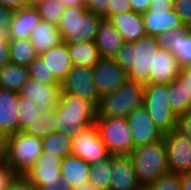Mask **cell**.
Instances as JSON below:
<instances>
[{
  "label": "cell",
  "instance_id": "cell-3",
  "mask_svg": "<svg viewBox=\"0 0 191 190\" xmlns=\"http://www.w3.org/2000/svg\"><path fill=\"white\" fill-rule=\"evenodd\" d=\"M3 161L16 175L29 171L43 153L42 139L19 131L3 140Z\"/></svg>",
  "mask_w": 191,
  "mask_h": 190
},
{
  "label": "cell",
  "instance_id": "cell-22",
  "mask_svg": "<svg viewBox=\"0 0 191 190\" xmlns=\"http://www.w3.org/2000/svg\"><path fill=\"white\" fill-rule=\"evenodd\" d=\"M146 35L156 36L163 32L171 31L173 28L183 24L180 17L172 10H148L141 14Z\"/></svg>",
  "mask_w": 191,
  "mask_h": 190
},
{
  "label": "cell",
  "instance_id": "cell-9",
  "mask_svg": "<svg viewBox=\"0 0 191 190\" xmlns=\"http://www.w3.org/2000/svg\"><path fill=\"white\" fill-rule=\"evenodd\" d=\"M71 149L72 155L82 158L90 165L110 156L96 124L74 133L72 135Z\"/></svg>",
  "mask_w": 191,
  "mask_h": 190
},
{
  "label": "cell",
  "instance_id": "cell-54",
  "mask_svg": "<svg viewBox=\"0 0 191 190\" xmlns=\"http://www.w3.org/2000/svg\"><path fill=\"white\" fill-rule=\"evenodd\" d=\"M74 190H96V188L91 183H87L83 185L82 187L76 188Z\"/></svg>",
  "mask_w": 191,
  "mask_h": 190
},
{
  "label": "cell",
  "instance_id": "cell-47",
  "mask_svg": "<svg viewBox=\"0 0 191 190\" xmlns=\"http://www.w3.org/2000/svg\"><path fill=\"white\" fill-rule=\"evenodd\" d=\"M132 10L136 13L143 14L148 11L151 0H129Z\"/></svg>",
  "mask_w": 191,
  "mask_h": 190
},
{
  "label": "cell",
  "instance_id": "cell-37",
  "mask_svg": "<svg viewBox=\"0 0 191 190\" xmlns=\"http://www.w3.org/2000/svg\"><path fill=\"white\" fill-rule=\"evenodd\" d=\"M149 187L152 190H182L181 174L168 172L159 176Z\"/></svg>",
  "mask_w": 191,
  "mask_h": 190
},
{
  "label": "cell",
  "instance_id": "cell-46",
  "mask_svg": "<svg viewBox=\"0 0 191 190\" xmlns=\"http://www.w3.org/2000/svg\"><path fill=\"white\" fill-rule=\"evenodd\" d=\"M9 63V40H0V68Z\"/></svg>",
  "mask_w": 191,
  "mask_h": 190
},
{
  "label": "cell",
  "instance_id": "cell-19",
  "mask_svg": "<svg viewBox=\"0 0 191 190\" xmlns=\"http://www.w3.org/2000/svg\"><path fill=\"white\" fill-rule=\"evenodd\" d=\"M181 68L172 52L159 48L154 69L150 70L149 84H170L179 77Z\"/></svg>",
  "mask_w": 191,
  "mask_h": 190
},
{
  "label": "cell",
  "instance_id": "cell-50",
  "mask_svg": "<svg viewBox=\"0 0 191 190\" xmlns=\"http://www.w3.org/2000/svg\"><path fill=\"white\" fill-rule=\"evenodd\" d=\"M181 189L191 190V173L181 174Z\"/></svg>",
  "mask_w": 191,
  "mask_h": 190
},
{
  "label": "cell",
  "instance_id": "cell-34",
  "mask_svg": "<svg viewBox=\"0 0 191 190\" xmlns=\"http://www.w3.org/2000/svg\"><path fill=\"white\" fill-rule=\"evenodd\" d=\"M39 12L41 20L58 27L61 22V15L66 6L58 0H42L35 6Z\"/></svg>",
  "mask_w": 191,
  "mask_h": 190
},
{
  "label": "cell",
  "instance_id": "cell-57",
  "mask_svg": "<svg viewBox=\"0 0 191 190\" xmlns=\"http://www.w3.org/2000/svg\"><path fill=\"white\" fill-rule=\"evenodd\" d=\"M137 190H152L149 186H141Z\"/></svg>",
  "mask_w": 191,
  "mask_h": 190
},
{
  "label": "cell",
  "instance_id": "cell-21",
  "mask_svg": "<svg viewBox=\"0 0 191 190\" xmlns=\"http://www.w3.org/2000/svg\"><path fill=\"white\" fill-rule=\"evenodd\" d=\"M95 44L101 58H113V56L126 44L123 36L115 28L110 19L102 18L96 34Z\"/></svg>",
  "mask_w": 191,
  "mask_h": 190
},
{
  "label": "cell",
  "instance_id": "cell-11",
  "mask_svg": "<svg viewBox=\"0 0 191 190\" xmlns=\"http://www.w3.org/2000/svg\"><path fill=\"white\" fill-rule=\"evenodd\" d=\"M61 92L69 93L99 106L100 96L93 80V68L73 66L60 83Z\"/></svg>",
  "mask_w": 191,
  "mask_h": 190
},
{
  "label": "cell",
  "instance_id": "cell-44",
  "mask_svg": "<svg viewBox=\"0 0 191 190\" xmlns=\"http://www.w3.org/2000/svg\"><path fill=\"white\" fill-rule=\"evenodd\" d=\"M15 175L4 161L0 162V190H6Z\"/></svg>",
  "mask_w": 191,
  "mask_h": 190
},
{
  "label": "cell",
  "instance_id": "cell-20",
  "mask_svg": "<svg viewBox=\"0 0 191 190\" xmlns=\"http://www.w3.org/2000/svg\"><path fill=\"white\" fill-rule=\"evenodd\" d=\"M41 22V17L35 6H26L15 10L8 30V39H29L31 32Z\"/></svg>",
  "mask_w": 191,
  "mask_h": 190
},
{
  "label": "cell",
  "instance_id": "cell-27",
  "mask_svg": "<svg viewBox=\"0 0 191 190\" xmlns=\"http://www.w3.org/2000/svg\"><path fill=\"white\" fill-rule=\"evenodd\" d=\"M29 79L28 67L9 62L0 68V89L18 92Z\"/></svg>",
  "mask_w": 191,
  "mask_h": 190
},
{
  "label": "cell",
  "instance_id": "cell-26",
  "mask_svg": "<svg viewBox=\"0 0 191 190\" xmlns=\"http://www.w3.org/2000/svg\"><path fill=\"white\" fill-rule=\"evenodd\" d=\"M29 40L34 46L36 53L41 55L49 49L59 45L62 42V37L58 27L47 21L41 20L31 32Z\"/></svg>",
  "mask_w": 191,
  "mask_h": 190
},
{
  "label": "cell",
  "instance_id": "cell-32",
  "mask_svg": "<svg viewBox=\"0 0 191 190\" xmlns=\"http://www.w3.org/2000/svg\"><path fill=\"white\" fill-rule=\"evenodd\" d=\"M168 100L171 105V109L177 114V116L189 110L191 92L188 91L184 83L179 78L169 84Z\"/></svg>",
  "mask_w": 191,
  "mask_h": 190
},
{
  "label": "cell",
  "instance_id": "cell-8",
  "mask_svg": "<svg viewBox=\"0 0 191 190\" xmlns=\"http://www.w3.org/2000/svg\"><path fill=\"white\" fill-rule=\"evenodd\" d=\"M95 124L108 153L112 156L130 155L134 149L131 129L126 118L97 115Z\"/></svg>",
  "mask_w": 191,
  "mask_h": 190
},
{
  "label": "cell",
  "instance_id": "cell-49",
  "mask_svg": "<svg viewBox=\"0 0 191 190\" xmlns=\"http://www.w3.org/2000/svg\"><path fill=\"white\" fill-rule=\"evenodd\" d=\"M38 190H73L70 186L65 185L63 182L62 183H54L51 185L47 184H39L37 186Z\"/></svg>",
  "mask_w": 191,
  "mask_h": 190
},
{
  "label": "cell",
  "instance_id": "cell-51",
  "mask_svg": "<svg viewBox=\"0 0 191 190\" xmlns=\"http://www.w3.org/2000/svg\"><path fill=\"white\" fill-rule=\"evenodd\" d=\"M58 1H60L66 7H70V6H74V7L85 6V0H58Z\"/></svg>",
  "mask_w": 191,
  "mask_h": 190
},
{
  "label": "cell",
  "instance_id": "cell-35",
  "mask_svg": "<svg viewBox=\"0 0 191 190\" xmlns=\"http://www.w3.org/2000/svg\"><path fill=\"white\" fill-rule=\"evenodd\" d=\"M28 70L30 78L35 79L44 85H60L53 74L49 73L46 63L39 55L28 65Z\"/></svg>",
  "mask_w": 191,
  "mask_h": 190
},
{
  "label": "cell",
  "instance_id": "cell-28",
  "mask_svg": "<svg viewBox=\"0 0 191 190\" xmlns=\"http://www.w3.org/2000/svg\"><path fill=\"white\" fill-rule=\"evenodd\" d=\"M73 66L93 68L101 59V55L94 41L67 44Z\"/></svg>",
  "mask_w": 191,
  "mask_h": 190
},
{
  "label": "cell",
  "instance_id": "cell-31",
  "mask_svg": "<svg viewBox=\"0 0 191 190\" xmlns=\"http://www.w3.org/2000/svg\"><path fill=\"white\" fill-rule=\"evenodd\" d=\"M57 109L46 112L42 116L38 115L36 119L30 122L23 130V133L43 139L45 136L57 131Z\"/></svg>",
  "mask_w": 191,
  "mask_h": 190
},
{
  "label": "cell",
  "instance_id": "cell-42",
  "mask_svg": "<svg viewBox=\"0 0 191 190\" xmlns=\"http://www.w3.org/2000/svg\"><path fill=\"white\" fill-rule=\"evenodd\" d=\"M6 190H38L24 175H15Z\"/></svg>",
  "mask_w": 191,
  "mask_h": 190
},
{
  "label": "cell",
  "instance_id": "cell-18",
  "mask_svg": "<svg viewBox=\"0 0 191 190\" xmlns=\"http://www.w3.org/2000/svg\"><path fill=\"white\" fill-rule=\"evenodd\" d=\"M18 99V92L0 89V138L2 140L19 132Z\"/></svg>",
  "mask_w": 191,
  "mask_h": 190
},
{
  "label": "cell",
  "instance_id": "cell-12",
  "mask_svg": "<svg viewBox=\"0 0 191 190\" xmlns=\"http://www.w3.org/2000/svg\"><path fill=\"white\" fill-rule=\"evenodd\" d=\"M93 80L99 96L115 92L128 80V73L112 58H101L93 67Z\"/></svg>",
  "mask_w": 191,
  "mask_h": 190
},
{
  "label": "cell",
  "instance_id": "cell-23",
  "mask_svg": "<svg viewBox=\"0 0 191 190\" xmlns=\"http://www.w3.org/2000/svg\"><path fill=\"white\" fill-rule=\"evenodd\" d=\"M60 173L63 183L74 190L89 183L90 164L80 157L67 156L61 161Z\"/></svg>",
  "mask_w": 191,
  "mask_h": 190
},
{
  "label": "cell",
  "instance_id": "cell-55",
  "mask_svg": "<svg viewBox=\"0 0 191 190\" xmlns=\"http://www.w3.org/2000/svg\"><path fill=\"white\" fill-rule=\"evenodd\" d=\"M27 6H36L42 0H26Z\"/></svg>",
  "mask_w": 191,
  "mask_h": 190
},
{
  "label": "cell",
  "instance_id": "cell-36",
  "mask_svg": "<svg viewBox=\"0 0 191 190\" xmlns=\"http://www.w3.org/2000/svg\"><path fill=\"white\" fill-rule=\"evenodd\" d=\"M17 107L18 120H19V131H22L30 122H32L39 115L35 103L31 100L19 96Z\"/></svg>",
  "mask_w": 191,
  "mask_h": 190
},
{
  "label": "cell",
  "instance_id": "cell-1",
  "mask_svg": "<svg viewBox=\"0 0 191 190\" xmlns=\"http://www.w3.org/2000/svg\"><path fill=\"white\" fill-rule=\"evenodd\" d=\"M159 48L155 36L146 35L137 42L126 43L112 59L128 73L130 82L147 86Z\"/></svg>",
  "mask_w": 191,
  "mask_h": 190
},
{
  "label": "cell",
  "instance_id": "cell-33",
  "mask_svg": "<svg viewBox=\"0 0 191 190\" xmlns=\"http://www.w3.org/2000/svg\"><path fill=\"white\" fill-rule=\"evenodd\" d=\"M112 155L106 159L90 165L89 183L96 190H109L111 184Z\"/></svg>",
  "mask_w": 191,
  "mask_h": 190
},
{
  "label": "cell",
  "instance_id": "cell-6",
  "mask_svg": "<svg viewBox=\"0 0 191 190\" xmlns=\"http://www.w3.org/2000/svg\"><path fill=\"white\" fill-rule=\"evenodd\" d=\"M144 86L128 81L115 92L100 97L97 115L107 118H127L143 106Z\"/></svg>",
  "mask_w": 191,
  "mask_h": 190
},
{
  "label": "cell",
  "instance_id": "cell-13",
  "mask_svg": "<svg viewBox=\"0 0 191 190\" xmlns=\"http://www.w3.org/2000/svg\"><path fill=\"white\" fill-rule=\"evenodd\" d=\"M159 47L172 52L178 59L179 65L184 67L191 62V26L182 24L171 31L155 36Z\"/></svg>",
  "mask_w": 191,
  "mask_h": 190
},
{
  "label": "cell",
  "instance_id": "cell-15",
  "mask_svg": "<svg viewBox=\"0 0 191 190\" xmlns=\"http://www.w3.org/2000/svg\"><path fill=\"white\" fill-rule=\"evenodd\" d=\"M126 119L131 129L134 148L163 139V133L154 125L144 106L135 109Z\"/></svg>",
  "mask_w": 191,
  "mask_h": 190
},
{
  "label": "cell",
  "instance_id": "cell-2",
  "mask_svg": "<svg viewBox=\"0 0 191 190\" xmlns=\"http://www.w3.org/2000/svg\"><path fill=\"white\" fill-rule=\"evenodd\" d=\"M56 109L57 132L73 135L96 122L97 107L69 93H60Z\"/></svg>",
  "mask_w": 191,
  "mask_h": 190
},
{
  "label": "cell",
  "instance_id": "cell-14",
  "mask_svg": "<svg viewBox=\"0 0 191 190\" xmlns=\"http://www.w3.org/2000/svg\"><path fill=\"white\" fill-rule=\"evenodd\" d=\"M60 93V85H44L32 78H30L18 91L19 96L27 98L35 103V107L40 116L56 108L59 102Z\"/></svg>",
  "mask_w": 191,
  "mask_h": 190
},
{
  "label": "cell",
  "instance_id": "cell-5",
  "mask_svg": "<svg viewBox=\"0 0 191 190\" xmlns=\"http://www.w3.org/2000/svg\"><path fill=\"white\" fill-rule=\"evenodd\" d=\"M130 157L142 186L151 185L159 176L169 172L163 140L134 148Z\"/></svg>",
  "mask_w": 191,
  "mask_h": 190
},
{
  "label": "cell",
  "instance_id": "cell-4",
  "mask_svg": "<svg viewBox=\"0 0 191 190\" xmlns=\"http://www.w3.org/2000/svg\"><path fill=\"white\" fill-rule=\"evenodd\" d=\"M102 18L103 16L89 11L85 6L66 7L58 26L62 42L74 44L95 41Z\"/></svg>",
  "mask_w": 191,
  "mask_h": 190
},
{
  "label": "cell",
  "instance_id": "cell-17",
  "mask_svg": "<svg viewBox=\"0 0 191 190\" xmlns=\"http://www.w3.org/2000/svg\"><path fill=\"white\" fill-rule=\"evenodd\" d=\"M109 190H137L142 186L133 167L130 155L112 156Z\"/></svg>",
  "mask_w": 191,
  "mask_h": 190
},
{
  "label": "cell",
  "instance_id": "cell-10",
  "mask_svg": "<svg viewBox=\"0 0 191 190\" xmlns=\"http://www.w3.org/2000/svg\"><path fill=\"white\" fill-rule=\"evenodd\" d=\"M169 172L177 174L191 173V139L177 129L164 133Z\"/></svg>",
  "mask_w": 191,
  "mask_h": 190
},
{
  "label": "cell",
  "instance_id": "cell-24",
  "mask_svg": "<svg viewBox=\"0 0 191 190\" xmlns=\"http://www.w3.org/2000/svg\"><path fill=\"white\" fill-rule=\"evenodd\" d=\"M55 79L61 83L73 65L69 55L68 45L61 42L59 45L49 49L48 51L39 55Z\"/></svg>",
  "mask_w": 191,
  "mask_h": 190
},
{
  "label": "cell",
  "instance_id": "cell-41",
  "mask_svg": "<svg viewBox=\"0 0 191 190\" xmlns=\"http://www.w3.org/2000/svg\"><path fill=\"white\" fill-rule=\"evenodd\" d=\"M108 3L109 0H85V7L89 11L108 19Z\"/></svg>",
  "mask_w": 191,
  "mask_h": 190
},
{
  "label": "cell",
  "instance_id": "cell-7",
  "mask_svg": "<svg viewBox=\"0 0 191 190\" xmlns=\"http://www.w3.org/2000/svg\"><path fill=\"white\" fill-rule=\"evenodd\" d=\"M169 84H148L144 86L143 106L154 125L164 134L177 127V114L168 100Z\"/></svg>",
  "mask_w": 191,
  "mask_h": 190
},
{
  "label": "cell",
  "instance_id": "cell-38",
  "mask_svg": "<svg viewBox=\"0 0 191 190\" xmlns=\"http://www.w3.org/2000/svg\"><path fill=\"white\" fill-rule=\"evenodd\" d=\"M173 9L184 24L191 26V0H174Z\"/></svg>",
  "mask_w": 191,
  "mask_h": 190
},
{
  "label": "cell",
  "instance_id": "cell-30",
  "mask_svg": "<svg viewBox=\"0 0 191 190\" xmlns=\"http://www.w3.org/2000/svg\"><path fill=\"white\" fill-rule=\"evenodd\" d=\"M71 142L72 135L56 131L42 139V150L64 159L72 155Z\"/></svg>",
  "mask_w": 191,
  "mask_h": 190
},
{
  "label": "cell",
  "instance_id": "cell-16",
  "mask_svg": "<svg viewBox=\"0 0 191 190\" xmlns=\"http://www.w3.org/2000/svg\"><path fill=\"white\" fill-rule=\"evenodd\" d=\"M61 161L57 155L42 153L35 165L24 176L36 187L39 184L62 183Z\"/></svg>",
  "mask_w": 191,
  "mask_h": 190
},
{
  "label": "cell",
  "instance_id": "cell-56",
  "mask_svg": "<svg viewBox=\"0 0 191 190\" xmlns=\"http://www.w3.org/2000/svg\"><path fill=\"white\" fill-rule=\"evenodd\" d=\"M3 161V141L0 138V162Z\"/></svg>",
  "mask_w": 191,
  "mask_h": 190
},
{
  "label": "cell",
  "instance_id": "cell-39",
  "mask_svg": "<svg viewBox=\"0 0 191 190\" xmlns=\"http://www.w3.org/2000/svg\"><path fill=\"white\" fill-rule=\"evenodd\" d=\"M13 12L10 8L0 5V40H9L8 30Z\"/></svg>",
  "mask_w": 191,
  "mask_h": 190
},
{
  "label": "cell",
  "instance_id": "cell-48",
  "mask_svg": "<svg viewBox=\"0 0 191 190\" xmlns=\"http://www.w3.org/2000/svg\"><path fill=\"white\" fill-rule=\"evenodd\" d=\"M0 5L10 8L12 11L19 10L27 6L26 0H0Z\"/></svg>",
  "mask_w": 191,
  "mask_h": 190
},
{
  "label": "cell",
  "instance_id": "cell-40",
  "mask_svg": "<svg viewBox=\"0 0 191 190\" xmlns=\"http://www.w3.org/2000/svg\"><path fill=\"white\" fill-rule=\"evenodd\" d=\"M132 10L129 0H109L108 3V19L120 13H128Z\"/></svg>",
  "mask_w": 191,
  "mask_h": 190
},
{
  "label": "cell",
  "instance_id": "cell-45",
  "mask_svg": "<svg viewBox=\"0 0 191 190\" xmlns=\"http://www.w3.org/2000/svg\"><path fill=\"white\" fill-rule=\"evenodd\" d=\"M174 0H151L148 10H172Z\"/></svg>",
  "mask_w": 191,
  "mask_h": 190
},
{
  "label": "cell",
  "instance_id": "cell-52",
  "mask_svg": "<svg viewBox=\"0 0 191 190\" xmlns=\"http://www.w3.org/2000/svg\"><path fill=\"white\" fill-rule=\"evenodd\" d=\"M186 86L189 92H191V78H189V75H179L178 77Z\"/></svg>",
  "mask_w": 191,
  "mask_h": 190
},
{
  "label": "cell",
  "instance_id": "cell-43",
  "mask_svg": "<svg viewBox=\"0 0 191 190\" xmlns=\"http://www.w3.org/2000/svg\"><path fill=\"white\" fill-rule=\"evenodd\" d=\"M176 129L191 139V110L178 116Z\"/></svg>",
  "mask_w": 191,
  "mask_h": 190
},
{
  "label": "cell",
  "instance_id": "cell-53",
  "mask_svg": "<svg viewBox=\"0 0 191 190\" xmlns=\"http://www.w3.org/2000/svg\"><path fill=\"white\" fill-rule=\"evenodd\" d=\"M180 75H189L191 78V62L181 68Z\"/></svg>",
  "mask_w": 191,
  "mask_h": 190
},
{
  "label": "cell",
  "instance_id": "cell-25",
  "mask_svg": "<svg viewBox=\"0 0 191 190\" xmlns=\"http://www.w3.org/2000/svg\"><path fill=\"white\" fill-rule=\"evenodd\" d=\"M109 19L123 36L126 43L137 42L141 37L146 36L144 22L140 13L130 11L115 14Z\"/></svg>",
  "mask_w": 191,
  "mask_h": 190
},
{
  "label": "cell",
  "instance_id": "cell-29",
  "mask_svg": "<svg viewBox=\"0 0 191 190\" xmlns=\"http://www.w3.org/2000/svg\"><path fill=\"white\" fill-rule=\"evenodd\" d=\"M38 56L29 39H9V62L20 66L28 65Z\"/></svg>",
  "mask_w": 191,
  "mask_h": 190
}]
</instances>
